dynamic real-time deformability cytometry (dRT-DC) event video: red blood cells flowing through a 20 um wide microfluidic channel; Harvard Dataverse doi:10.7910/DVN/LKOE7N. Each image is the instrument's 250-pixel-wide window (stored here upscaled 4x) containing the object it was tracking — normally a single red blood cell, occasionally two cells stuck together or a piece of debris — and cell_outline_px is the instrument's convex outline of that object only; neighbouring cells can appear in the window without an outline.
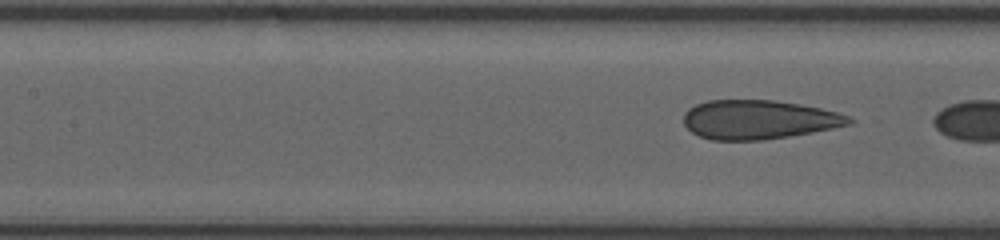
{"species": "human", "species_latin": "Homo sapiens", "temperature_condition": "room temperature", "stored_images_in_passage": 8, "segment_of_instrument_passage": [2, 2], "camera_frame_rate_fps": 3000, "um_per_image_px": 0.085, "donor": {"sex": "female"}, "frame": {"image": 1, "passage_image": 8, "time_ms": 4.0, "image_size_px": [1000, 240], "cell_outline_px": [[852, 120], [848, 124], [788, 136], [760, 140], [712, 140], [700, 136], [692, 132], [684, 124], [684, 112], [688, 108], [696, 104], [708, 100], [772, 100], [800, 104], [820, 108], [836, 112], [848, 116]], "centroid_in_image_um": [64.4, 10.15], "position_along_channel_um": 143.0, "area_um2": 37.11}}